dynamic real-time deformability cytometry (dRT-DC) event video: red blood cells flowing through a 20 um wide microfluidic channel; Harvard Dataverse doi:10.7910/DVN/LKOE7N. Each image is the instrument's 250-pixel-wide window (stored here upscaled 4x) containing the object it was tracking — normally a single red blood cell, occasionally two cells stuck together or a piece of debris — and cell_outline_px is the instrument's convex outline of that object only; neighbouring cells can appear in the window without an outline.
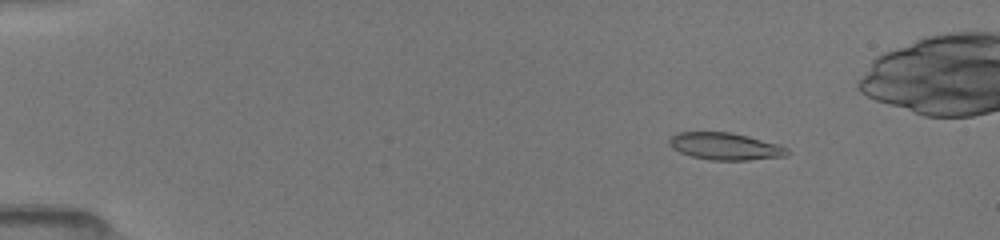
{"species": "common noctule bat (a hibernating species)", "species_latin": "Nyctalus noctula", "temperature_condition": "room temperature", "stored_images_in_passage": 48, "camera_frame_rate_fps": 3000, "um_per_image_px": 0.085, "animal": {"sex": "female", "body_mass_g": 19.5, "forearm_length_mm": 54.1}, "frame": {"image": 1, "passage_image": 8, "time_ms": 2.333, "image_size_px": [1000, 240], "cell_outline_px": [[792, 152], [788, 156], [748, 160], [712, 160], [692, 156], [680, 152], [672, 148], [668, 144], [668, 140], [676, 132], [732, 132], [780, 144], [788, 148]], "centroid_in_image_um": [61.69, 12.43], "position_along_channel_um": 23.3, "area_um2": 18.9}}
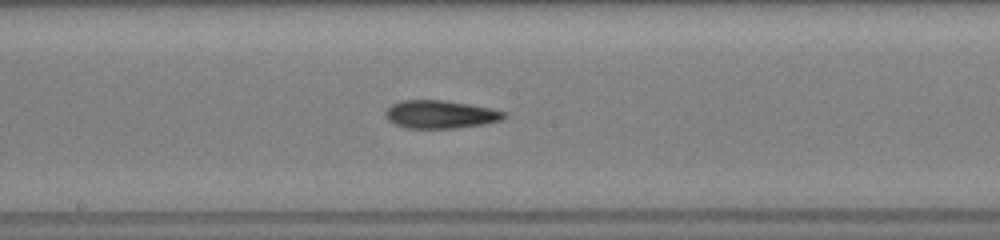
{"frame": {"image": 2, "passage_image": 29, "time_ms": 9.333, "image_size_px": [1000, 240], "cell_outline_px": [[508, 112], [500, 120], [484, 124], [452, 128], [408, 128], [396, 124], [388, 120], [384, 116], [384, 112], [392, 104], [400, 100], [444, 100], [492, 108]], "centroid_in_image_um": [37.41, 9.71], "position_along_channel_um": 210.8, "area_um2": 19.31}}
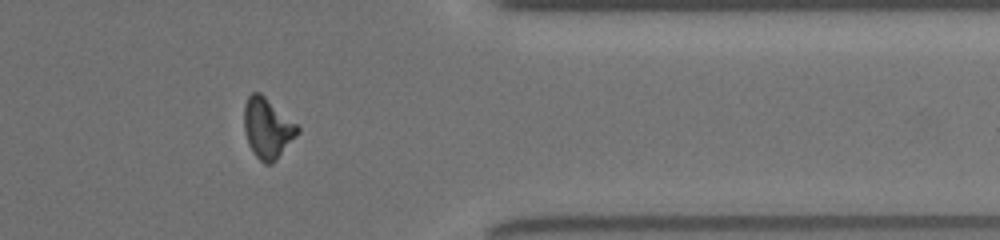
{"frame": {"image": 3, "passage_image": 43, "time_ms": 14.0, "image_size_px": [1000, 240], "cell_outline_px": [[300, 132], [276, 160], [272, 164], [264, 164], [256, 156], [248, 144], [244, 128], [244, 104], [248, 96], [252, 92], [260, 92], [296, 124], [300, 128]], "centroid_in_image_um": [22.72, 10.9], "position_along_channel_um": 388.7, "area_um2": 18.67}}